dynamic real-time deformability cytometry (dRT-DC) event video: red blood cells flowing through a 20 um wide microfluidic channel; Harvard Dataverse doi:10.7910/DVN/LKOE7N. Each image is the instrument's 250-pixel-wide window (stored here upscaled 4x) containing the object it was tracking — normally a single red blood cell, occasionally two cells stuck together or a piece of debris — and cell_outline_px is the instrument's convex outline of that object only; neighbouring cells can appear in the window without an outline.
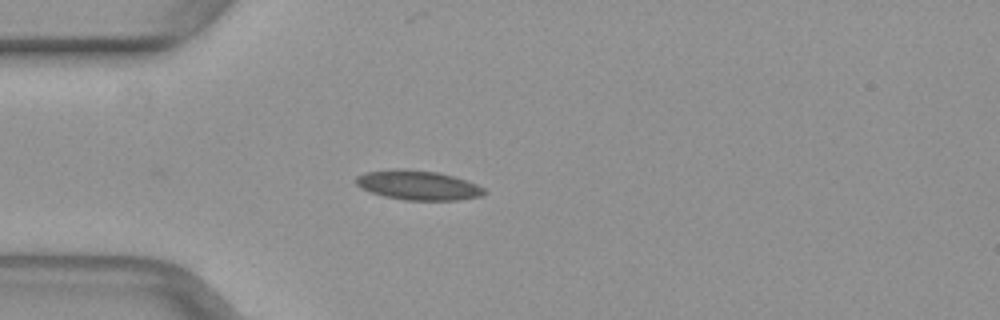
{"species": "common noctule bat (a hibernating species)", "species_latin": "Nyctalus noctula", "temperature_condition": "warm", "stored_images_in_passage": 29, "camera_frame_rate_fps": 3000, "um_per_image_px": 0.085, "animal": {"sex": "female", "body_mass_g": 29.2, "forearm_length_mm": 56.3}, "frame": {"image": 1, "passage_image": 1, "time_ms": 0.0, "image_size_px": [1000, 320], "cell_outline_px": [[488, 192], [480, 196], [456, 200], [404, 200], [384, 196], [360, 188], [356, 184], [356, 176], [364, 172], [396, 168], [404, 168], [440, 172], [476, 184], [484, 188]], "centroid_in_image_um": [35.5, 15.73], "position_along_channel_um": 49.5, "area_um2": 22.14}}
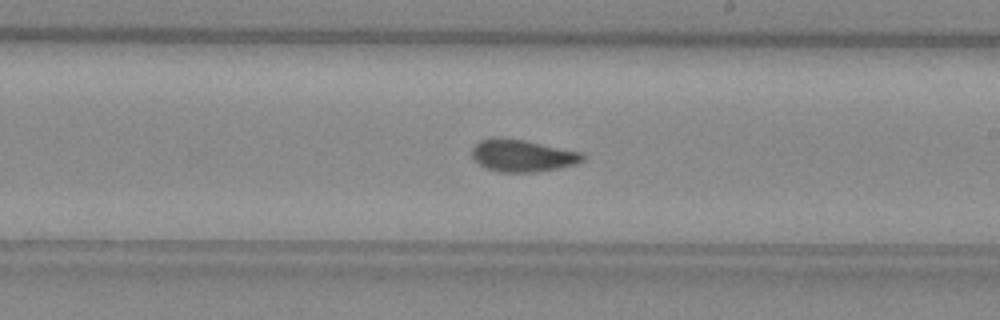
{"frame": {"image": 2, "passage_image": 16, "time_ms": 5.0, "image_size_px": [1000, 320], "cell_outline_px": [[584, 160], [576, 164], [560, 168], [536, 172], [500, 172], [484, 168], [472, 156], [472, 148], [480, 140], [492, 136], [496, 136], [524, 140], [584, 152]], "centroid_in_image_um": [44.42, 13.22], "position_along_channel_um": 244.6, "area_um2": 21.04}}
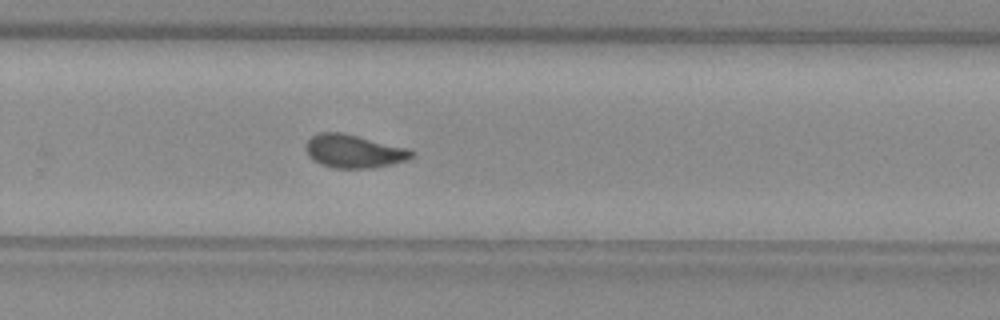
{"frame": {"image": 3, "passage_image": 20, "time_ms": 6.333, "image_size_px": [1000, 320], "cell_outline_px": [[416, 156], [408, 160], [392, 164], [372, 168], [332, 168], [320, 164], [312, 160], [308, 156], [304, 148], [304, 144], [312, 136], [320, 132], [344, 132], [408, 148], [416, 152]], "centroid_in_image_um": [30.08, 12.85], "position_along_channel_um": 299.7, "area_um2": 20.98}}